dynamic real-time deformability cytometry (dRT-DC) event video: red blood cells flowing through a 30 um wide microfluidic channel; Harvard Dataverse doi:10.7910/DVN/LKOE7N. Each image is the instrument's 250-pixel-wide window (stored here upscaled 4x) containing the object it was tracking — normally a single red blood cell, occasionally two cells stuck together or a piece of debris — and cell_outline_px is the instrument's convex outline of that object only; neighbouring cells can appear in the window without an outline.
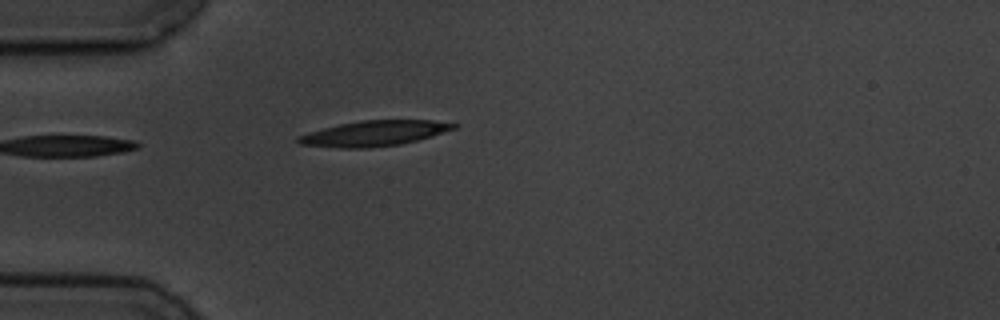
{"species": "common noctule bat (a hibernating species)", "species_latin": "Nyctalus noctula", "temperature_condition": "cold", "stored_images_in_passage": 1, "camera_frame_rate_fps": 3000, "um_per_image_px": 0.085, "animal": {"sex": "male", "body_mass_g": 19.5, "forearm_length_mm": 54.6}, "frame": {"image": 1, "passage_image": 1, "time_ms": 0.0, "image_size_px": [1000, 320], "cell_outline_px": [[460, 124], [456, 128], [432, 136], [400, 144], [368, 148], [340, 148], [300, 144], [296, 140], [296, 136], [308, 132], [340, 124], [364, 120], [432, 120]], "centroid_in_image_um": [31.8, 11.33], "position_along_channel_um": 53.2, "area_um2": 22.89}}